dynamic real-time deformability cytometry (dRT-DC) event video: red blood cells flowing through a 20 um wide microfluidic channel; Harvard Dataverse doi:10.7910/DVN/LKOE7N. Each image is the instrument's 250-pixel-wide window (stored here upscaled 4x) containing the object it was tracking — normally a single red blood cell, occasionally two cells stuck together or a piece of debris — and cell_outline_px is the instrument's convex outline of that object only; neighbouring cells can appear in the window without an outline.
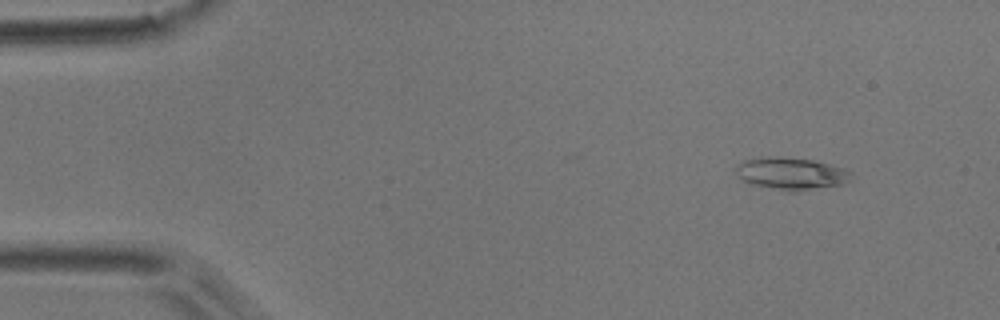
{"species": "common noctule bat (a hibernating species)", "species_latin": "Nyctalus noctula", "temperature_condition": "room temperature", "stored_images_in_passage": 49, "camera_frame_rate_fps": 3000, "um_per_image_px": 0.085, "animal": {"sex": "male", "body_mass_g": 17.9}, "frame": {"image": 1, "passage_image": 3, "time_ms": 0.667, "image_size_px": [1000, 320], "cell_outline_px": [[856, 176], [840, 184], [796, 192], [788, 192], [748, 184], [740, 180], [736, 172], [736, 164], [744, 160], [760, 156], [776, 156], [816, 160], [844, 168], [852, 172]], "centroid_in_image_um": [67.21, 14.75], "position_along_channel_um": 17.8, "area_um2": 22.25}}
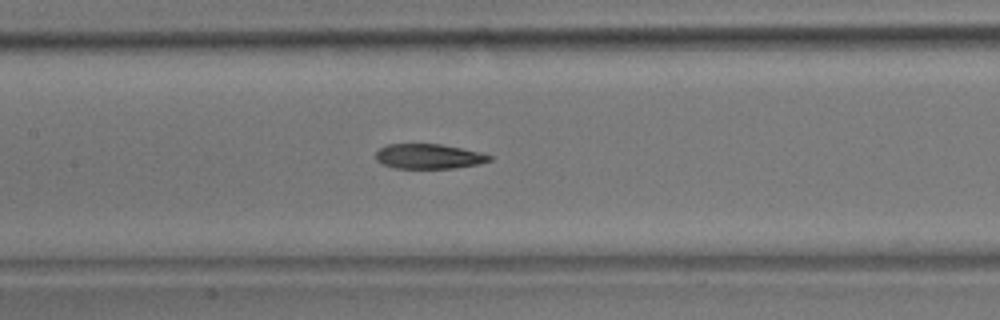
{"frame": {"image": 2, "passage_image": 22, "time_ms": 7.0, "image_size_px": [1000, 320], "cell_outline_px": [[492, 160], [480, 164], [456, 168], [396, 168], [380, 164], [376, 160], [376, 152], [380, 148], [388, 144], [440, 144], [480, 152], [492, 156]], "centroid_in_image_um": [36.44, 13.3], "position_along_channel_um": 171.0, "area_um2": 16.53}}
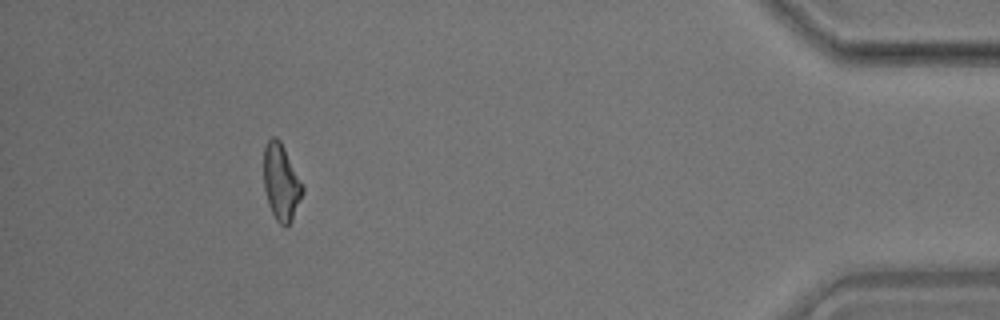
{"frame": {"image": 3, "passage_image": 45, "time_ms": 14.667, "image_size_px": [1000, 320], "cell_outline_px": [[304, 192], [292, 220], [284, 228], [276, 220], [268, 204], [264, 188], [264, 148], [268, 140], [272, 136], [276, 136], [280, 140], [304, 184]], "centroid_in_image_um": [23.91, 15.49], "position_along_channel_um": 411.3, "area_um2": 17.51}, "authors_computed_cell_mechanics": {"area_um2": 17.8602, "velocity_mm_per_s": 3.8915, "shape_relaxation_time_tau1_ms": 6.461, "shape_relaxation_time_tau2_ms": 6.3374, "deformation_change_tau1": 0.1813, "deformation_change_tau2": 0.1736}}